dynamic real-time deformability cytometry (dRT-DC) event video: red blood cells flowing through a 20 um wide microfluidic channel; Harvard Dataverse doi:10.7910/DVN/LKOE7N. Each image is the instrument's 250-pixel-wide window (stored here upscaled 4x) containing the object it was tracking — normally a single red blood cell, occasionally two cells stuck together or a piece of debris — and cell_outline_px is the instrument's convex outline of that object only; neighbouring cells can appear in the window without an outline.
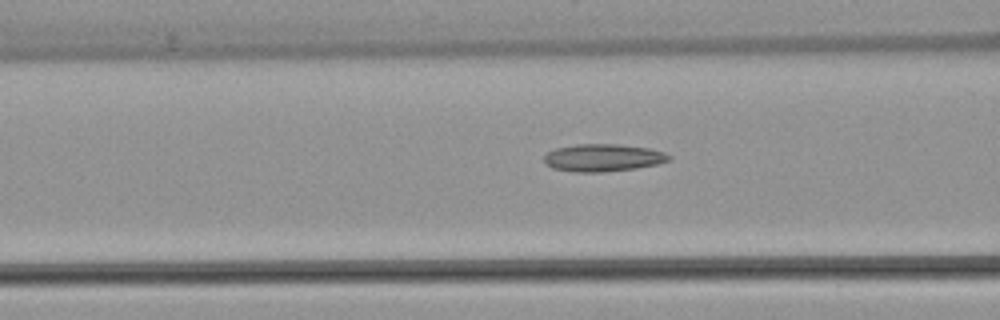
{"species": "common noctule bat (a hibernating species)", "species_latin": "Nyctalus noctula", "temperature_condition": "warm", "stored_images_in_passage": 30, "camera_frame_rate_fps": 3000, "um_per_image_px": 0.085, "animal": {"sex": "female", "body_mass_g": 22.7, "forearm_length_mm": 54.2}, "frame": {"image": 1, "passage_image": 9, "time_ms": 2.667, "image_size_px": [1000, 320], "cell_outline_px": [[672, 156], [668, 160], [656, 164], [636, 168], [600, 172], [572, 172], [552, 168], [544, 164], [544, 156], [548, 152], [556, 148], [576, 144], [616, 144], [648, 148], [664, 152]], "centroid_in_image_um": [51.21, 13.41], "position_along_channel_um": 115.4, "area_um2": 19.94}}
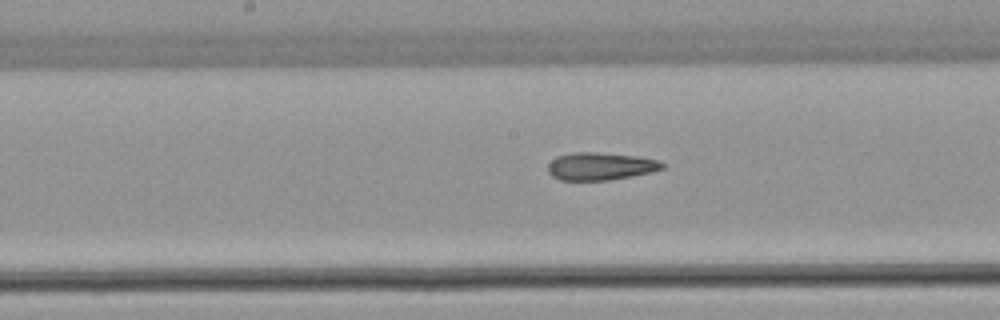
{"frame": {"image": 2, "passage_image": 15, "time_ms": 4.667, "image_size_px": [1000, 320], "cell_outline_px": [[668, 164], [664, 168], [652, 172], [632, 176], [608, 180], [560, 180], [552, 176], [548, 172], [548, 164], [556, 156], [572, 152], [596, 152], [636, 156], [660, 160]], "centroid_in_image_um": [51.07, 14.13], "position_along_channel_um": 197.1, "area_um2": 18.61}}
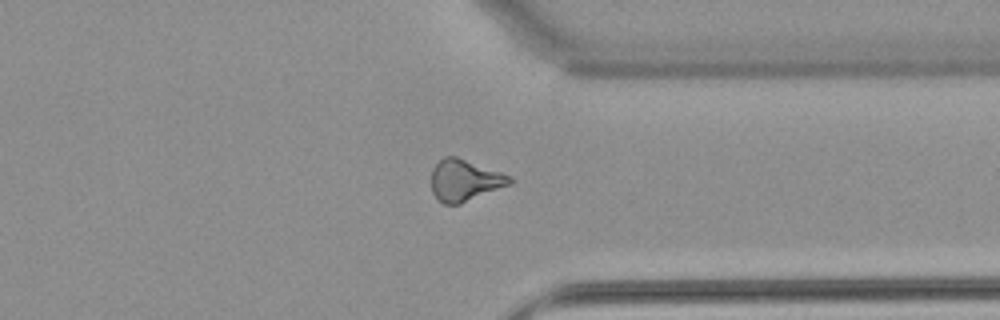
{"frame": {"image": 3, "passage_image": 28, "time_ms": 9.0, "image_size_px": [1000, 320], "cell_outline_px": [[512, 184], [460, 204], [444, 204], [432, 192], [432, 168], [444, 156], [456, 156], [512, 176]], "centroid_in_image_um": [39.52, 15.32], "position_along_channel_um": 371.9, "area_um2": 18.9}}